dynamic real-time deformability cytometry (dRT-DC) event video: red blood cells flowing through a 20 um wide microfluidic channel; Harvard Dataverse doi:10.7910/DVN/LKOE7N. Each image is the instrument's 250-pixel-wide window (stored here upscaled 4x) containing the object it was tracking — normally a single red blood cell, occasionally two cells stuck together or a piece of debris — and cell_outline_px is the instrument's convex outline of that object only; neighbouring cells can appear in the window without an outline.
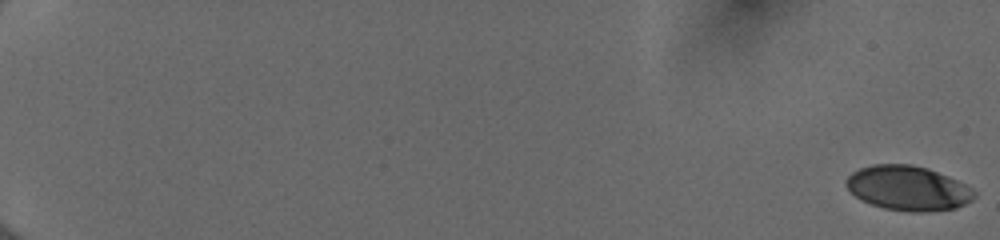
{"species": "human", "species_latin": "Homo sapiens", "temperature_condition": "cold", "stored_images_in_passage": 55, "camera_frame_rate_fps": 3000, "um_per_image_px": 0.085, "donor": {"sex": "female"}, "frame": {"image": 1, "passage_image": 1, "time_ms": 0.0, "image_size_px": [1000, 240], "cell_outline_px": [[976, 196], [972, 200], [956, 208], [928, 212], [908, 212], [884, 208], [860, 200], [844, 184], [844, 180], [852, 172], [860, 168], [872, 164], [912, 164], [928, 168], [948, 176], [972, 188], [976, 192]], "centroid_in_image_um": [77.17, 15.99], "position_along_channel_um": 7.8, "area_um2": 33.52}}
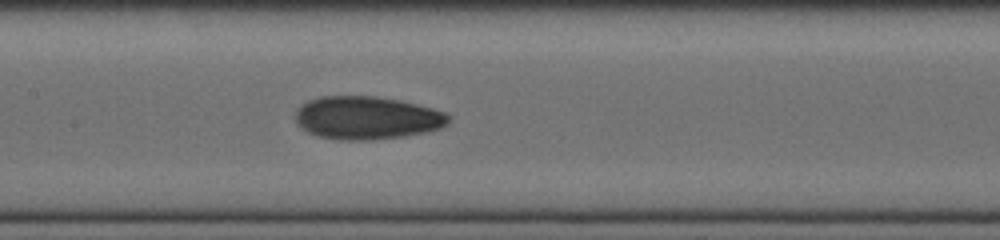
{"frame": {"image": 2, "passage_image": 31, "time_ms": 10.0, "image_size_px": [1000, 240], "cell_outline_px": [[452, 116], [448, 124], [440, 128], [424, 132], [404, 136], [372, 140], [340, 140], [320, 136], [308, 132], [296, 124], [296, 108], [300, 104], [308, 100], [320, 96], [376, 96], [400, 100], [448, 112]], "centroid_in_image_um": [31.2, 10.01], "position_along_channel_um": 176.2, "area_um2": 38.73}}
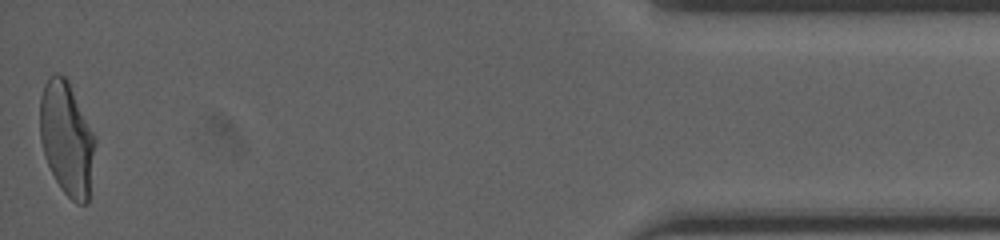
{"frame": {"image": 3, "passage_image": 55, "time_ms": 18.0, "image_size_px": [1000, 240], "cell_outline_px": [[96, 140], [88, 204], [76, 204], [64, 192], [56, 180], [44, 156], [40, 140], [40, 96], [44, 84], [48, 76], [56, 72], [64, 76], [68, 80], [96, 136]], "centroid_in_image_um": [5.68, 11.75], "position_along_channel_um": 429.5, "area_um2": 36.82}, "authors_computed_cell_mechanics": {"area_um2": 36.1828, "velocity_mm_per_s": 4.0179, "shape_relaxation_time_tau1_ms": 5.5485, "shape_relaxation_time_tau2_ms": 1.7213, "deformation_change_tau1": 0.1936, "deformation_change_tau2": 0.0759}}